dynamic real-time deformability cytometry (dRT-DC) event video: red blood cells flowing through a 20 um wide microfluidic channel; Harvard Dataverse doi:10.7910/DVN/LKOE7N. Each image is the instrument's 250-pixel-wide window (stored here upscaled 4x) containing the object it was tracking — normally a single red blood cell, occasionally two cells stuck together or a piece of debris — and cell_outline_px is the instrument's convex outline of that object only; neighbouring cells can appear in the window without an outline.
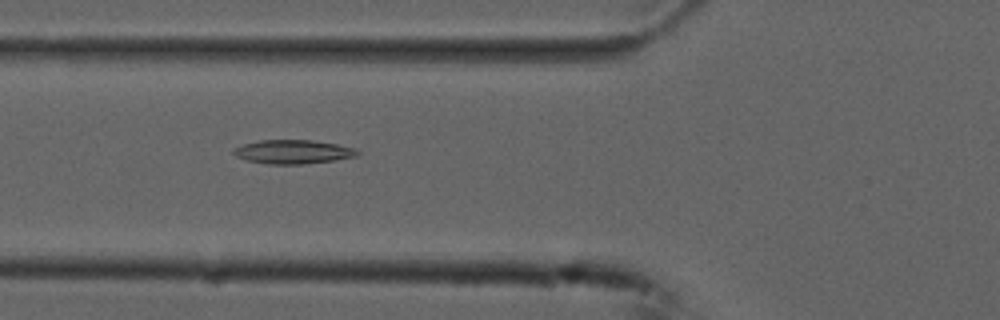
{"species": "common noctule bat (a hibernating species)", "species_latin": "Nyctalus noctula", "temperature_condition": "cold", "stored_images_in_passage": 43, "camera_frame_rate_fps": 3000, "um_per_image_px": 0.085, "animal": {"sex": "male", "forearm_length_mm": 52.5}, "frame": {"image": 1, "passage_image": 9, "time_ms": 2.667, "image_size_px": [1000, 320], "cell_outline_px": [[360, 152], [356, 156], [336, 160], [304, 164], [268, 164], [248, 160], [236, 156], [232, 152], [232, 148], [244, 144], [260, 140], [312, 140], [336, 144], [356, 148]], "centroid_in_image_um": [24.92, 12.9], "position_along_channel_um": 100.9, "area_um2": 17.22}}
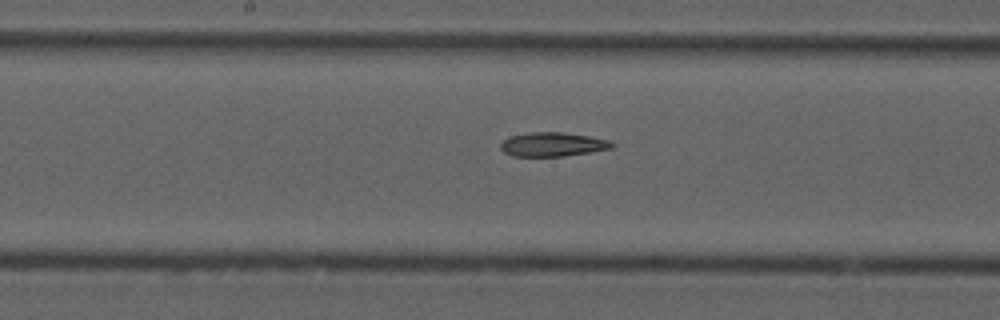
{"frame": {"image": 2, "passage_image": 17, "time_ms": 5.333, "image_size_px": [1000, 320], "cell_outline_px": [[616, 144], [612, 148], [592, 152], [564, 156], [512, 156], [504, 152], [500, 148], [500, 144], [504, 140], [512, 136], [532, 132], [560, 132], [588, 136], [608, 140]], "centroid_in_image_um": [46.99, 12.28], "position_along_channel_um": 201.2, "area_um2": 15.49}}
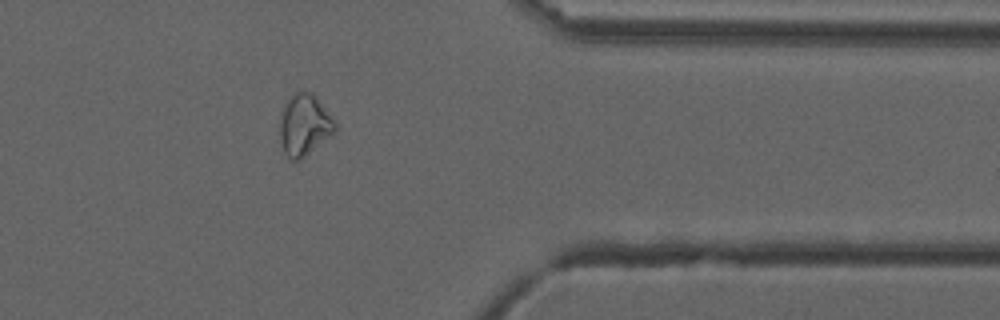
{"frame": {"image": 3, "passage_image": 33, "time_ms": 10.667, "image_size_px": [1000, 320], "cell_outline_px": [[336, 132], [300, 160], [292, 160], [284, 152], [280, 144], [280, 108], [296, 92], [312, 92], [316, 96], [336, 124]], "centroid_in_image_um": [25.85, 10.63], "position_along_channel_um": 385.6, "area_um2": 19.71}}